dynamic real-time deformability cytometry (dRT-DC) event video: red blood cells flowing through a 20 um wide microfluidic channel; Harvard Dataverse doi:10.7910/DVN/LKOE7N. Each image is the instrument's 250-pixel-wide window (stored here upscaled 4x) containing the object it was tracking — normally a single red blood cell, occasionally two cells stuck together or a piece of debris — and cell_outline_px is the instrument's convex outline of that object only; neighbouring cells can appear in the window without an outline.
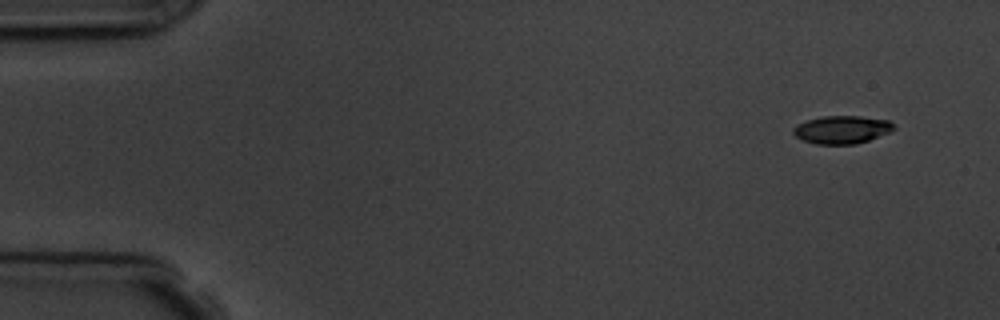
{"species": "common noctule bat (a hibernating species)", "species_latin": "Nyctalus noctula", "temperature_condition": "room temperature", "stored_images_in_passage": 4, "camera_frame_rate_fps": 3000, "um_per_image_px": 0.085, "animal": {"sex": "male", "body_mass_g": 19.5, "forearm_length_mm": 54.6}, "frame": {"image": 1, "passage_image": 1, "time_ms": 0.0, "image_size_px": [1000, 320], "cell_outline_px": [[896, 128], [888, 132], [868, 140], [856, 144], [816, 144], [804, 140], [796, 136], [792, 132], [792, 128], [796, 124], [820, 116], [860, 116], [888, 120]], "centroid_in_image_um": [71.52, 11.01], "position_along_channel_um": 13.5, "area_um2": 16.24}}
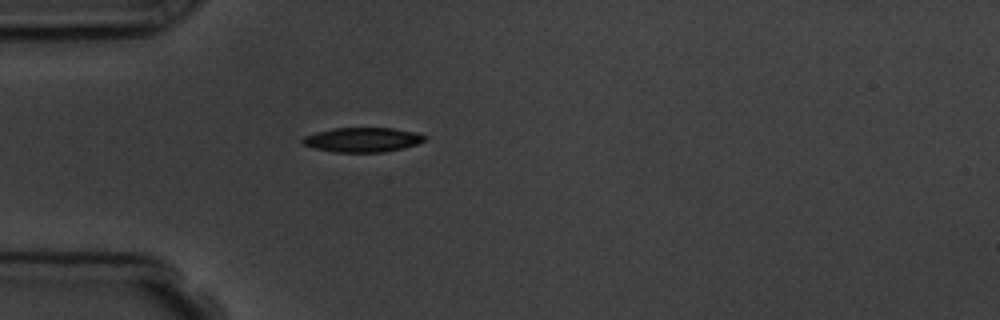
{"frame": {"image": 2, "passage_image": 4, "time_ms": 4.0, "image_size_px": [1000, 320], "cell_outline_px": [[428, 136], [424, 140], [416, 144], [404, 148], [384, 152], [332, 152], [316, 148], [304, 144], [300, 140], [304, 136], [316, 132], [332, 128], [392, 128], [416, 132]], "centroid_in_image_um": [30.82, 11.87], "position_along_channel_um": 54.2, "area_um2": 17.46}}